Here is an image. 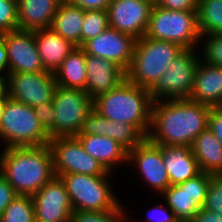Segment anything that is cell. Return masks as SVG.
<instances>
[{
    "instance_id": "obj_1",
    "label": "cell",
    "mask_w": 222,
    "mask_h": 222,
    "mask_svg": "<svg viewBox=\"0 0 222 222\" xmlns=\"http://www.w3.org/2000/svg\"><path fill=\"white\" fill-rule=\"evenodd\" d=\"M210 111L211 106L190 99L153 101L147 139L156 145L191 147L208 128Z\"/></svg>"
},
{
    "instance_id": "obj_2",
    "label": "cell",
    "mask_w": 222,
    "mask_h": 222,
    "mask_svg": "<svg viewBox=\"0 0 222 222\" xmlns=\"http://www.w3.org/2000/svg\"><path fill=\"white\" fill-rule=\"evenodd\" d=\"M2 150L0 174L11 184L17 195L33 196L55 176L49 144Z\"/></svg>"
},
{
    "instance_id": "obj_3",
    "label": "cell",
    "mask_w": 222,
    "mask_h": 222,
    "mask_svg": "<svg viewBox=\"0 0 222 222\" xmlns=\"http://www.w3.org/2000/svg\"><path fill=\"white\" fill-rule=\"evenodd\" d=\"M152 103L149 90L126 78L114 89L93 99V109L109 120L135 126L147 138Z\"/></svg>"
},
{
    "instance_id": "obj_4",
    "label": "cell",
    "mask_w": 222,
    "mask_h": 222,
    "mask_svg": "<svg viewBox=\"0 0 222 222\" xmlns=\"http://www.w3.org/2000/svg\"><path fill=\"white\" fill-rule=\"evenodd\" d=\"M184 49L179 45L143 36L136 39L134 54L126 78L150 90L166 71L172 60Z\"/></svg>"
},
{
    "instance_id": "obj_5",
    "label": "cell",
    "mask_w": 222,
    "mask_h": 222,
    "mask_svg": "<svg viewBox=\"0 0 222 222\" xmlns=\"http://www.w3.org/2000/svg\"><path fill=\"white\" fill-rule=\"evenodd\" d=\"M0 138L4 148L36 147L49 144L50 136L41 126L34 108L10 96L0 120Z\"/></svg>"
},
{
    "instance_id": "obj_6",
    "label": "cell",
    "mask_w": 222,
    "mask_h": 222,
    "mask_svg": "<svg viewBox=\"0 0 222 222\" xmlns=\"http://www.w3.org/2000/svg\"><path fill=\"white\" fill-rule=\"evenodd\" d=\"M145 36L175 43L183 49L199 50L197 11L168 10L154 4Z\"/></svg>"
},
{
    "instance_id": "obj_7",
    "label": "cell",
    "mask_w": 222,
    "mask_h": 222,
    "mask_svg": "<svg viewBox=\"0 0 222 222\" xmlns=\"http://www.w3.org/2000/svg\"><path fill=\"white\" fill-rule=\"evenodd\" d=\"M73 212L115 210L121 203L109 185L111 175L60 174Z\"/></svg>"
},
{
    "instance_id": "obj_8",
    "label": "cell",
    "mask_w": 222,
    "mask_h": 222,
    "mask_svg": "<svg viewBox=\"0 0 222 222\" xmlns=\"http://www.w3.org/2000/svg\"><path fill=\"white\" fill-rule=\"evenodd\" d=\"M196 50L184 49L149 90L153 101L189 99L200 58Z\"/></svg>"
},
{
    "instance_id": "obj_9",
    "label": "cell",
    "mask_w": 222,
    "mask_h": 222,
    "mask_svg": "<svg viewBox=\"0 0 222 222\" xmlns=\"http://www.w3.org/2000/svg\"><path fill=\"white\" fill-rule=\"evenodd\" d=\"M54 138L76 136L93 109V99L85 90L57 86L53 96Z\"/></svg>"
},
{
    "instance_id": "obj_10",
    "label": "cell",
    "mask_w": 222,
    "mask_h": 222,
    "mask_svg": "<svg viewBox=\"0 0 222 222\" xmlns=\"http://www.w3.org/2000/svg\"><path fill=\"white\" fill-rule=\"evenodd\" d=\"M55 176L60 174L112 175L87 153L76 136L50 138Z\"/></svg>"
},
{
    "instance_id": "obj_11",
    "label": "cell",
    "mask_w": 222,
    "mask_h": 222,
    "mask_svg": "<svg viewBox=\"0 0 222 222\" xmlns=\"http://www.w3.org/2000/svg\"><path fill=\"white\" fill-rule=\"evenodd\" d=\"M211 175L200 172L178 185H170L162 194L179 222H190L203 207Z\"/></svg>"
},
{
    "instance_id": "obj_12",
    "label": "cell",
    "mask_w": 222,
    "mask_h": 222,
    "mask_svg": "<svg viewBox=\"0 0 222 222\" xmlns=\"http://www.w3.org/2000/svg\"><path fill=\"white\" fill-rule=\"evenodd\" d=\"M8 96L34 107L53 101L57 83L49 71L37 73L13 72L7 74Z\"/></svg>"
},
{
    "instance_id": "obj_13",
    "label": "cell",
    "mask_w": 222,
    "mask_h": 222,
    "mask_svg": "<svg viewBox=\"0 0 222 222\" xmlns=\"http://www.w3.org/2000/svg\"><path fill=\"white\" fill-rule=\"evenodd\" d=\"M153 6L151 0H111L107 9L109 27L140 39L146 34Z\"/></svg>"
},
{
    "instance_id": "obj_14",
    "label": "cell",
    "mask_w": 222,
    "mask_h": 222,
    "mask_svg": "<svg viewBox=\"0 0 222 222\" xmlns=\"http://www.w3.org/2000/svg\"><path fill=\"white\" fill-rule=\"evenodd\" d=\"M8 54V73L46 71L41 62L34 31L16 30L0 34Z\"/></svg>"
},
{
    "instance_id": "obj_15",
    "label": "cell",
    "mask_w": 222,
    "mask_h": 222,
    "mask_svg": "<svg viewBox=\"0 0 222 222\" xmlns=\"http://www.w3.org/2000/svg\"><path fill=\"white\" fill-rule=\"evenodd\" d=\"M35 220L48 222H70L73 207L65 184L54 176L32 196Z\"/></svg>"
},
{
    "instance_id": "obj_16",
    "label": "cell",
    "mask_w": 222,
    "mask_h": 222,
    "mask_svg": "<svg viewBox=\"0 0 222 222\" xmlns=\"http://www.w3.org/2000/svg\"><path fill=\"white\" fill-rule=\"evenodd\" d=\"M136 39L108 27L95 38L87 41L82 48L86 54L112 60L125 71L132 62Z\"/></svg>"
},
{
    "instance_id": "obj_17",
    "label": "cell",
    "mask_w": 222,
    "mask_h": 222,
    "mask_svg": "<svg viewBox=\"0 0 222 222\" xmlns=\"http://www.w3.org/2000/svg\"><path fill=\"white\" fill-rule=\"evenodd\" d=\"M128 162H133L146 185L158 194H162L171 185L162 159V145H156L146 138L128 151Z\"/></svg>"
},
{
    "instance_id": "obj_18",
    "label": "cell",
    "mask_w": 222,
    "mask_h": 222,
    "mask_svg": "<svg viewBox=\"0 0 222 222\" xmlns=\"http://www.w3.org/2000/svg\"><path fill=\"white\" fill-rule=\"evenodd\" d=\"M79 134L109 137L119 142L128 151L140 145L146 139L135 126L125 122L109 120L94 109L87 115Z\"/></svg>"
},
{
    "instance_id": "obj_19",
    "label": "cell",
    "mask_w": 222,
    "mask_h": 222,
    "mask_svg": "<svg viewBox=\"0 0 222 222\" xmlns=\"http://www.w3.org/2000/svg\"><path fill=\"white\" fill-rule=\"evenodd\" d=\"M87 81L85 92L95 99L126 79V71L112 60L86 54Z\"/></svg>"
},
{
    "instance_id": "obj_20",
    "label": "cell",
    "mask_w": 222,
    "mask_h": 222,
    "mask_svg": "<svg viewBox=\"0 0 222 222\" xmlns=\"http://www.w3.org/2000/svg\"><path fill=\"white\" fill-rule=\"evenodd\" d=\"M189 99L211 107H220L222 105V67L200 60Z\"/></svg>"
},
{
    "instance_id": "obj_21",
    "label": "cell",
    "mask_w": 222,
    "mask_h": 222,
    "mask_svg": "<svg viewBox=\"0 0 222 222\" xmlns=\"http://www.w3.org/2000/svg\"><path fill=\"white\" fill-rule=\"evenodd\" d=\"M64 0H17L18 28L35 31L51 27L52 20Z\"/></svg>"
},
{
    "instance_id": "obj_22",
    "label": "cell",
    "mask_w": 222,
    "mask_h": 222,
    "mask_svg": "<svg viewBox=\"0 0 222 222\" xmlns=\"http://www.w3.org/2000/svg\"><path fill=\"white\" fill-rule=\"evenodd\" d=\"M162 159L171 185L184 183L201 172L189 146L162 145Z\"/></svg>"
},
{
    "instance_id": "obj_23",
    "label": "cell",
    "mask_w": 222,
    "mask_h": 222,
    "mask_svg": "<svg viewBox=\"0 0 222 222\" xmlns=\"http://www.w3.org/2000/svg\"><path fill=\"white\" fill-rule=\"evenodd\" d=\"M76 137L84 150L100 162L107 171L112 172L118 164L128 163V150L119 142L101 135L78 134Z\"/></svg>"
},
{
    "instance_id": "obj_24",
    "label": "cell",
    "mask_w": 222,
    "mask_h": 222,
    "mask_svg": "<svg viewBox=\"0 0 222 222\" xmlns=\"http://www.w3.org/2000/svg\"><path fill=\"white\" fill-rule=\"evenodd\" d=\"M34 38L44 69L52 73L75 47L51 28L35 30Z\"/></svg>"
},
{
    "instance_id": "obj_25",
    "label": "cell",
    "mask_w": 222,
    "mask_h": 222,
    "mask_svg": "<svg viewBox=\"0 0 222 222\" xmlns=\"http://www.w3.org/2000/svg\"><path fill=\"white\" fill-rule=\"evenodd\" d=\"M191 151L201 172L222 175V144L209 127L194 139Z\"/></svg>"
},
{
    "instance_id": "obj_26",
    "label": "cell",
    "mask_w": 222,
    "mask_h": 222,
    "mask_svg": "<svg viewBox=\"0 0 222 222\" xmlns=\"http://www.w3.org/2000/svg\"><path fill=\"white\" fill-rule=\"evenodd\" d=\"M86 53L82 47L75 46L54 72L57 86L68 89L85 90Z\"/></svg>"
},
{
    "instance_id": "obj_27",
    "label": "cell",
    "mask_w": 222,
    "mask_h": 222,
    "mask_svg": "<svg viewBox=\"0 0 222 222\" xmlns=\"http://www.w3.org/2000/svg\"><path fill=\"white\" fill-rule=\"evenodd\" d=\"M84 16L85 10L64 0L58 8L50 28L73 45L81 47Z\"/></svg>"
},
{
    "instance_id": "obj_28",
    "label": "cell",
    "mask_w": 222,
    "mask_h": 222,
    "mask_svg": "<svg viewBox=\"0 0 222 222\" xmlns=\"http://www.w3.org/2000/svg\"><path fill=\"white\" fill-rule=\"evenodd\" d=\"M197 17L201 35L222 33V0H198Z\"/></svg>"
},
{
    "instance_id": "obj_29",
    "label": "cell",
    "mask_w": 222,
    "mask_h": 222,
    "mask_svg": "<svg viewBox=\"0 0 222 222\" xmlns=\"http://www.w3.org/2000/svg\"><path fill=\"white\" fill-rule=\"evenodd\" d=\"M35 210L32 196L16 195L0 215V222H34Z\"/></svg>"
},
{
    "instance_id": "obj_30",
    "label": "cell",
    "mask_w": 222,
    "mask_h": 222,
    "mask_svg": "<svg viewBox=\"0 0 222 222\" xmlns=\"http://www.w3.org/2000/svg\"><path fill=\"white\" fill-rule=\"evenodd\" d=\"M109 27L107 10H85L81 32V47Z\"/></svg>"
},
{
    "instance_id": "obj_31",
    "label": "cell",
    "mask_w": 222,
    "mask_h": 222,
    "mask_svg": "<svg viewBox=\"0 0 222 222\" xmlns=\"http://www.w3.org/2000/svg\"><path fill=\"white\" fill-rule=\"evenodd\" d=\"M126 210L120 204L115 210L109 212L78 211L73 212L70 222H128L125 218Z\"/></svg>"
},
{
    "instance_id": "obj_32",
    "label": "cell",
    "mask_w": 222,
    "mask_h": 222,
    "mask_svg": "<svg viewBox=\"0 0 222 222\" xmlns=\"http://www.w3.org/2000/svg\"><path fill=\"white\" fill-rule=\"evenodd\" d=\"M205 38V41L203 39ZM203 40V43H202ZM202 61L222 67V33L201 35Z\"/></svg>"
},
{
    "instance_id": "obj_33",
    "label": "cell",
    "mask_w": 222,
    "mask_h": 222,
    "mask_svg": "<svg viewBox=\"0 0 222 222\" xmlns=\"http://www.w3.org/2000/svg\"><path fill=\"white\" fill-rule=\"evenodd\" d=\"M19 30L17 0H0V34Z\"/></svg>"
},
{
    "instance_id": "obj_34",
    "label": "cell",
    "mask_w": 222,
    "mask_h": 222,
    "mask_svg": "<svg viewBox=\"0 0 222 222\" xmlns=\"http://www.w3.org/2000/svg\"><path fill=\"white\" fill-rule=\"evenodd\" d=\"M203 208L222 215V175H211Z\"/></svg>"
},
{
    "instance_id": "obj_35",
    "label": "cell",
    "mask_w": 222,
    "mask_h": 222,
    "mask_svg": "<svg viewBox=\"0 0 222 222\" xmlns=\"http://www.w3.org/2000/svg\"><path fill=\"white\" fill-rule=\"evenodd\" d=\"M43 129L54 138V106L53 101L39 104L33 107Z\"/></svg>"
},
{
    "instance_id": "obj_36",
    "label": "cell",
    "mask_w": 222,
    "mask_h": 222,
    "mask_svg": "<svg viewBox=\"0 0 222 222\" xmlns=\"http://www.w3.org/2000/svg\"><path fill=\"white\" fill-rule=\"evenodd\" d=\"M155 5L168 10L197 11L198 0H156Z\"/></svg>"
},
{
    "instance_id": "obj_37",
    "label": "cell",
    "mask_w": 222,
    "mask_h": 222,
    "mask_svg": "<svg viewBox=\"0 0 222 222\" xmlns=\"http://www.w3.org/2000/svg\"><path fill=\"white\" fill-rule=\"evenodd\" d=\"M150 213L145 222H179L174 212L163 204L155 205Z\"/></svg>"
},
{
    "instance_id": "obj_38",
    "label": "cell",
    "mask_w": 222,
    "mask_h": 222,
    "mask_svg": "<svg viewBox=\"0 0 222 222\" xmlns=\"http://www.w3.org/2000/svg\"><path fill=\"white\" fill-rule=\"evenodd\" d=\"M17 193L11 184L0 174V215L16 197Z\"/></svg>"
},
{
    "instance_id": "obj_39",
    "label": "cell",
    "mask_w": 222,
    "mask_h": 222,
    "mask_svg": "<svg viewBox=\"0 0 222 222\" xmlns=\"http://www.w3.org/2000/svg\"><path fill=\"white\" fill-rule=\"evenodd\" d=\"M208 127L222 144V108L211 107Z\"/></svg>"
},
{
    "instance_id": "obj_40",
    "label": "cell",
    "mask_w": 222,
    "mask_h": 222,
    "mask_svg": "<svg viewBox=\"0 0 222 222\" xmlns=\"http://www.w3.org/2000/svg\"><path fill=\"white\" fill-rule=\"evenodd\" d=\"M83 10H107L111 0H65Z\"/></svg>"
},
{
    "instance_id": "obj_41",
    "label": "cell",
    "mask_w": 222,
    "mask_h": 222,
    "mask_svg": "<svg viewBox=\"0 0 222 222\" xmlns=\"http://www.w3.org/2000/svg\"><path fill=\"white\" fill-rule=\"evenodd\" d=\"M190 222H222V215L202 207Z\"/></svg>"
},
{
    "instance_id": "obj_42",
    "label": "cell",
    "mask_w": 222,
    "mask_h": 222,
    "mask_svg": "<svg viewBox=\"0 0 222 222\" xmlns=\"http://www.w3.org/2000/svg\"><path fill=\"white\" fill-rule=\"evenodd\" d=\"M0 73L8 74V54L4 42L0 39Z\"/></svg>"
},
{
    "instance_id": "obj_43",
    "label": "cell",
    "mask_w": 222,
    "mask_h": 222,
    "mask_svg": "<svg viewBox=\"0 0 222 222\" xmlns=\"http://www.w3.org/2000/svg\"><path fill=\"white\" fill-rule=\"evenodd\" d=\"M0 73V97H4L8 93L7 75Z\"/></svg>"
},
{
    "instance_id": "obj_44",
    "label": "cell",
    "mask_w": 222,
    "mask_h": 222,
    "mask_svg": "<svg viewBox=\"0 0 222 222\" xmlns=\"http://www.w3.org/2000/svg\"><path fill=\"white\" fill-rule=\"evenodd\" d=\"M7 97H8V93L4 97H0V120H1V116H2L4 107L6 104Z\"/></svg>"
},
{
    "instance_id": "obj_45",
    "label": "cell",
    "mask_w": 222,
    "mask_h": 222,
    "mask_svg": "<svg viewBox=\"0 0 222 222\" xmlns=\"http://www.w3.org/2000/svg\"><path fill=\"white\" fill-rule=\"evenodd\" d=\"M34 222H48V221L35 220Z\"/></svg>"
}]
</instances>
